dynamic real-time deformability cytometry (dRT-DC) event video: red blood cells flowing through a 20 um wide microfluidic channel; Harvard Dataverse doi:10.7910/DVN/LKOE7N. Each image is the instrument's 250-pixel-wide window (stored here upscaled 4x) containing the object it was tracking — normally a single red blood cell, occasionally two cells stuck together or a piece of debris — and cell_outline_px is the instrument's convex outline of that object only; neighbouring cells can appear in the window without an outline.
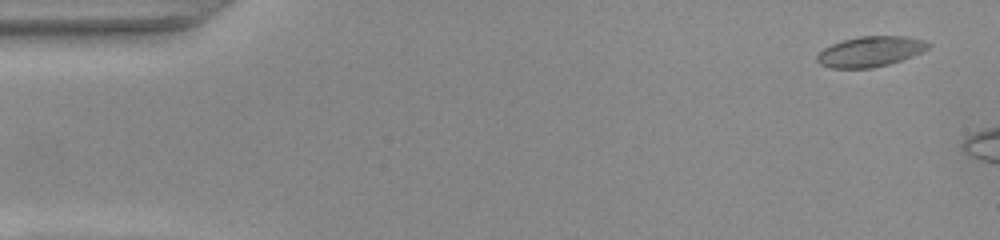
{"species": "common noctule bat (a hibernating species)", "species_latin": "Nyctalus noctula", "temperature_condition": "warm", "stored_images_in_passage": 8, "camera_frame_rate_fps": 3000, "um_per_image_px": 0.085, "animal": {"sex": "female", "body_mass_g": 22.0, "forearm_length_mm": 56.7}, "frame": {"image": 1, "passage_image": 3, "time_ms": 0.667, "image_size_px": [1000, 240], "cell_outline_px": [[932, 44], [928, 48], [912, 56], [888, 64], [872, 68], [832, 68], [820, 64], [816, 60], [816, 56], [824, 48], [832, 44], [844, 40], [860, 36], [908, 36], [924, 40]], "centroid_in_image_um": [73.98, 4.37], "position_along_channel_um": 11.0, "area_um2": 19.54}}